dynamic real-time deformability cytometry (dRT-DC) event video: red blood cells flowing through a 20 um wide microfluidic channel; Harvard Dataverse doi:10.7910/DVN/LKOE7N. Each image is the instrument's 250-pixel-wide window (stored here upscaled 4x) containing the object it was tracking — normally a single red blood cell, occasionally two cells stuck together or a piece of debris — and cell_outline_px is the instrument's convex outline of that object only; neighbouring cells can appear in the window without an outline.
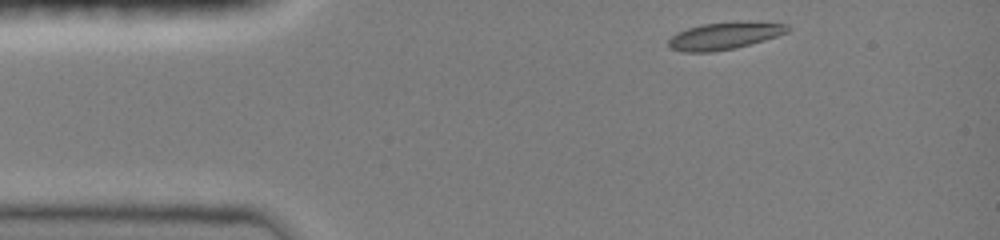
{"species": "common noctule bat (a hibernating species)", "species_latin": "Nyctalus noctula", "temperature_condition": "room temperature", "stored_images_in_passage": 9, "camera_frame_rate_fps": 3000, "um_per_image_px": 0.085, "animal": {"sex": "female", "body_mass_g": 19.0, "forearm_length_mm": 51.5}, "frame": {"image": 1, "passage_image": 1, "time_ms": 0.0, "image_size_px": [1000, 240], "cell_outline_px": [[792, 28], [788, 32], [764, 40], [736, 48], [712, 52], [680, 52], [668, 48], [668, 40], [676, 32], [688, 28], [704, 24], [736, 20], [748, 20], [788, 24]], "centroid_in_image_um": [61.6, 3.02], "position_along_channel_um": 23.4, "area_um2": 19.42}}
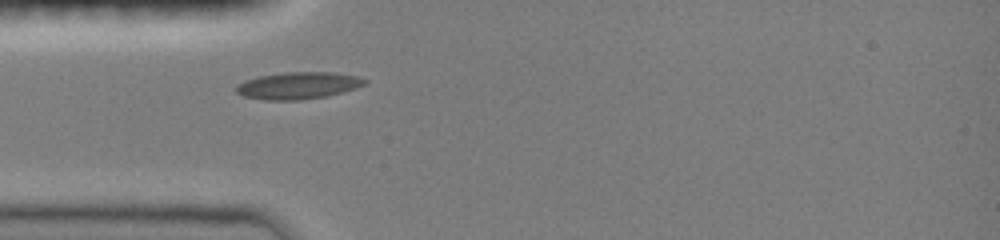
{"frame": {"image": 2, "passage_image": 8, "time_ms": 2.333, "image_size_px": [1000, 240], "cell_outline_px": [[368, 80], [364, 84], [356, 88], [324, 96], [300, 100], [264, 100], [244, 96], [236, 92], [236, 84], [244, 80], [260, 76], [284, 72], [332, 72], [360, 76]], "centroid_in_image_um": [25.32, 7.26], "position_along_channel_um": 59.7, "area_um2": 20.17}}